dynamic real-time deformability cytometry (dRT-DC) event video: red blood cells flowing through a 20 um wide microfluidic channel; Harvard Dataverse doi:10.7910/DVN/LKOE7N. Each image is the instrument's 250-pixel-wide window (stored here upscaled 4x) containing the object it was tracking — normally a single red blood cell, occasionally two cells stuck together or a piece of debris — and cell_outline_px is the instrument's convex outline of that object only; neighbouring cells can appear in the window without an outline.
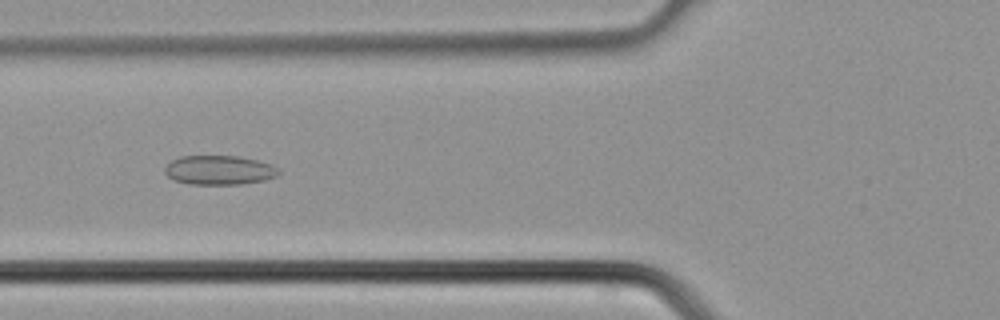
{"species": "common noctule bat (a hibernating species)", "species_latin": "Nyctalus noctula", "temperature_condition": "cold", "stored_images_in_passage": 30, "camera_frame_rate_fps": 3000, "um_per_image_px": 0.085, "animal": {"sex": "male", "body_mass_g": 21.5, "forearm_length_mm": 52.0}, "frame": {"image": 1, "passage_image": 8, "time_ms": 2.333, "image_size_px": [1000, 320], "cell_outline_px": [[280, 172], [276, 176], [264, 180], [240, 184], [188, 184], [172, 180], [164, 172], [164, 168], [172, 160], [180, 156], [240, 156], [272, 164], [280, 168]], "centroid_in_image_um": [18.63, 14.46], "position_along_channel_um": 107.2, "area_um2": 19.54}}
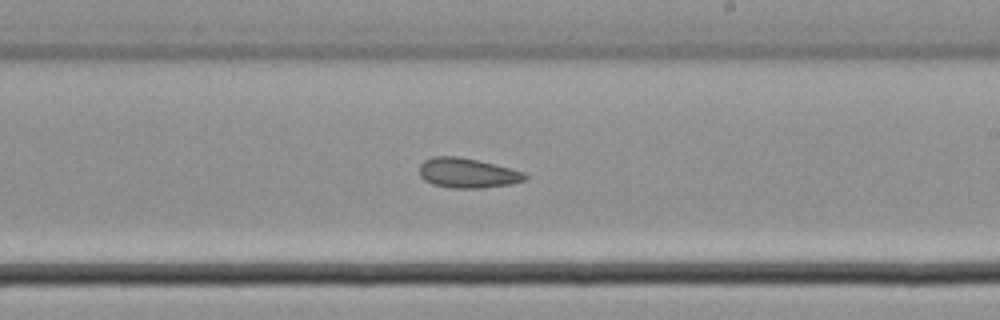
{"frame": {"image": 2, "passage_image": 16, "time_ms": 5.0, "image_size_px": [1000, 320], "cell_outline_px": [[528, 176], [524, 180], [512, 184], [484, 188], [448, 188], [432, 184], [424, 180], [420, 176], [420, 164], [424, 160], [432, 156], [460, 156], [524, 172]], "centroid_in_image_um": [39.69, 14.71], "position_along_channel_um": 249.3, "area_um2": 18.38}}
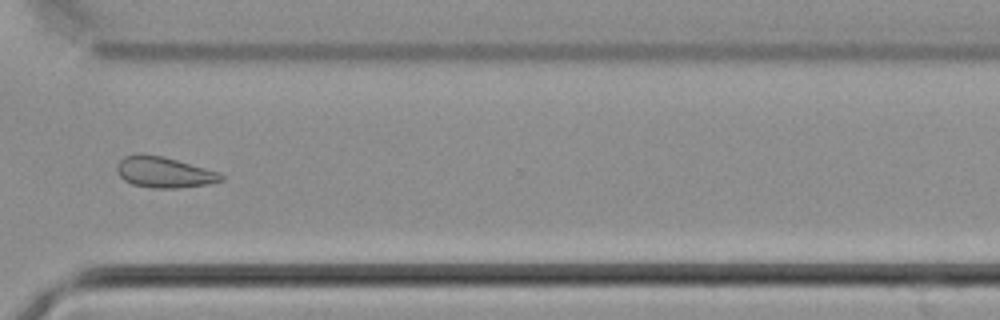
{"frame": {"image": 3, "passage_image": 22, "time_ms": 7.0, "image_size_px": [1000, 320], "cell_outline_px": [[224, 180], [208, 184], [180, 188], [152, 188], [132, 184], [124, 180], [120, 176], [116, 168], [116, 164], [124, 156], [164, 156], [216, 172], [224, 176]], "centroid_in_image_um": [13.94, 14.68], "position_along_channel_um": 356.7, "area_um2": 18.21}}